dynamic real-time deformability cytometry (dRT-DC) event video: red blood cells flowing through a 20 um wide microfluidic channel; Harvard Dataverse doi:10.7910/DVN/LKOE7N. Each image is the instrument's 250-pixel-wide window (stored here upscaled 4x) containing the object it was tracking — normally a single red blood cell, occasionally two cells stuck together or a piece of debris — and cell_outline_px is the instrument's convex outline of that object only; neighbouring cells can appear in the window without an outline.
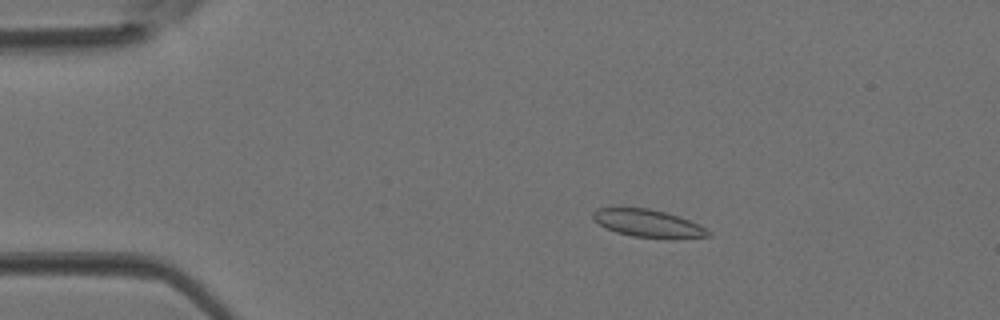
{"species": "Egyptian fruit bat (a non-hibernating species)", "species_latin": "Rousettus aegyptiacus", "temperature_condition": "room temperature", "stored_images_in_passage": 5, "camera_frame_rate_fps": 3000, "um_per_image_px": 0.085, "animal": {"sex": "female"}, "frame": {"image": 1, "passage_image": 3, "time_ms": 0.667, "image_size_px": [1000, 320], "cell_outline_px": [[712, 236], [668, 240], [632, 236], [616, 232], [604, 228], [592, 220], [592, 212], [596, 208], [620, 204], [648, 208], [664, 212], [688, 220], [712, 232]], "centroid_in_image_um": [54.97, 18.96], "position_along_channel_um": 30.0, "area_um2": 19.59}}
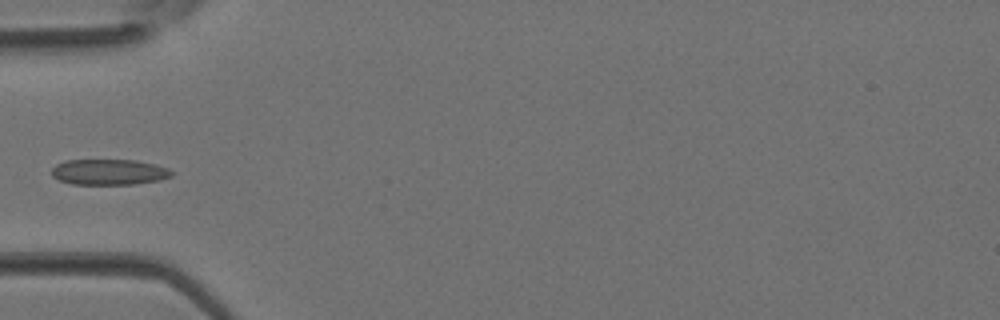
{"frame": {"image": 2, "passage_image": 5, "time_ms": 1.333, "image_size_px": [1000, 320], "cell_outline_px": [[172, 176], [160, 180], [136, 184], [72, 184], [60, 180], [52, 176], [52, 168], [56, 164], [64, 160], [136, 160], [156, 164], [168, 168], [172, 172]], "centroid_in_image_um": [9.27, 14.62], "position_along_channel_um": 75.7, "area_um2": 18.03}}